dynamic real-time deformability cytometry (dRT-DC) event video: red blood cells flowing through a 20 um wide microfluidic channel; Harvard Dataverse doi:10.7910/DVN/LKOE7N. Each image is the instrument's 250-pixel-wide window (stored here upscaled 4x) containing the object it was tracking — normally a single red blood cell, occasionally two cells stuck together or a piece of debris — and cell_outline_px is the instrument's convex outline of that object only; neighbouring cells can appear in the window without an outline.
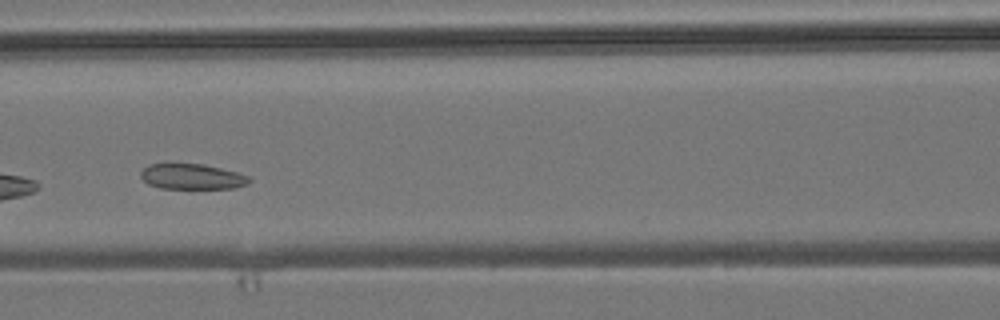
{"species": "common noctule bat (a hibernating species)", "species_latin": "Nyctalus noctula", "temperature_condition": "room temperature", "stored_images_in_passage": 8, "camera_frame_rate_fps": 3000, "um_per_image_px": 0.085, "animal": {"sex": "male", "body_mass_g": 19.2, "forearm_length_mm": 51.8}, "frame": {"image": 1, "passage_image": 5, "time_ms": 4.667, "image_size_px": [1000, 320], "cell_outline_px": [[252, 180], [248, 184], [232, 188], [160, 188], [148, 184], [140, 176], [140, 172], [148, 164], [168, 160], [204, 164], [236, 172], [248, 176]], "centroid_in_image_um": [16.24, 14.95], "position_along_channel_um": 150.4, "area_um2": 16.76}}
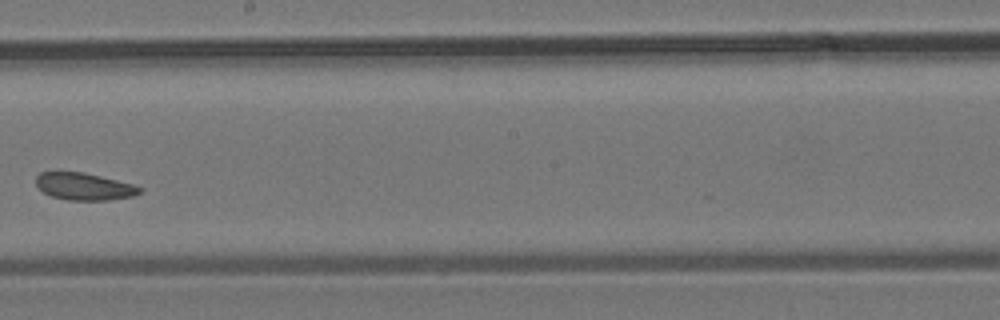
{"frame": {"image": 2, "passage_image": 7, "time_ms": 7.0, "image_size_px": [1000, 320], "cell_outline_px": [[144, 188], [140, 192], [132, 196], [108, 200], [68, 200], [52, 196], [44, 192], [36, 184], [36, 176], [40, 172], [56, 168], [84, 172], [132, 184]], "centroid_in_image_um": [7.07, 15.8], "position_along_channel_um": 241.1, "area_um2": 16.88}}
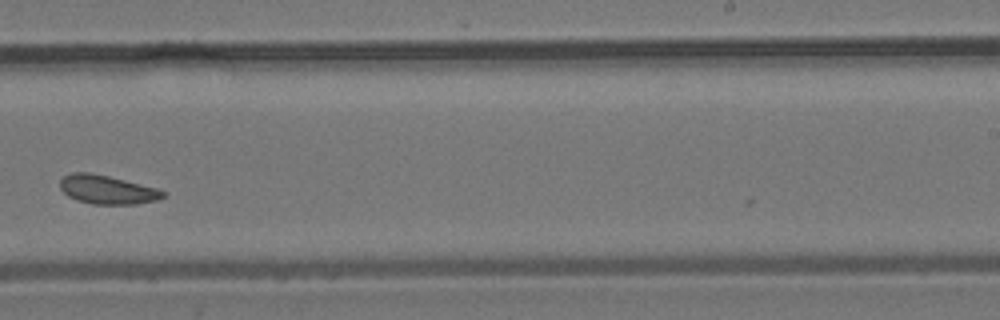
{"frame": {"image": 3, "passage_image": 8, "time_ms": 8.0, "image_size_px": [1000, 320], "cell_outline_px": [[168, 192], [160, 200], [136, 204], [92, 204], [76, 200], [68, 196], [60, 188], [60, 180], [64, 176], [72, 172], [88, 172], [108, 176], [156, 188]], "centroid_in_image_um": [9.12, 16.13], "position_along_channel_um": 279.9, "area_um2": 17.28}}